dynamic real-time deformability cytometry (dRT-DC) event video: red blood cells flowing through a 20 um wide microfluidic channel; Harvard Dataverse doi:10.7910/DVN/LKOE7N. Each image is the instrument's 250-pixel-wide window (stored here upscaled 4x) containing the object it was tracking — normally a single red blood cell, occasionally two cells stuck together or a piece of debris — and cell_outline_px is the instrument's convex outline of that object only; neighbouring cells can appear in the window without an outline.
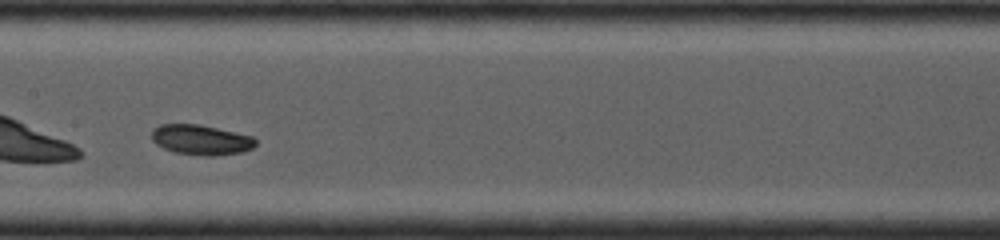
{"species": "common noctule bat (a hibernating species)", "species_latin": "Nyctalus noctula", "temperature_condition": "cold", "stored_images_in_passage": 27, "camera_frame_rate_fps": 4000, "um_per_image_px": 0.085, "animal": {"sex": "female", "body_mass_g": 19.0, "forearm_length_mm": 53.3}, "frame": {"image": 1, "passage_image": 15, "time_ms": 3.25, "image_size_px": [1000, 240], "cell_outline_px": [[256, 144], [252, 148], [244, 152], [216, 156], [208, 156], [176, 152], [164, 148], [156, 144], [152, 140], [152, 132], [160, 124], [200, 124], [252, 136], [256, 140]], "centroid_in_image_um": [17.11, 11.88], "position_along_channel_um": 190.3, "area_um2": 18.15}}